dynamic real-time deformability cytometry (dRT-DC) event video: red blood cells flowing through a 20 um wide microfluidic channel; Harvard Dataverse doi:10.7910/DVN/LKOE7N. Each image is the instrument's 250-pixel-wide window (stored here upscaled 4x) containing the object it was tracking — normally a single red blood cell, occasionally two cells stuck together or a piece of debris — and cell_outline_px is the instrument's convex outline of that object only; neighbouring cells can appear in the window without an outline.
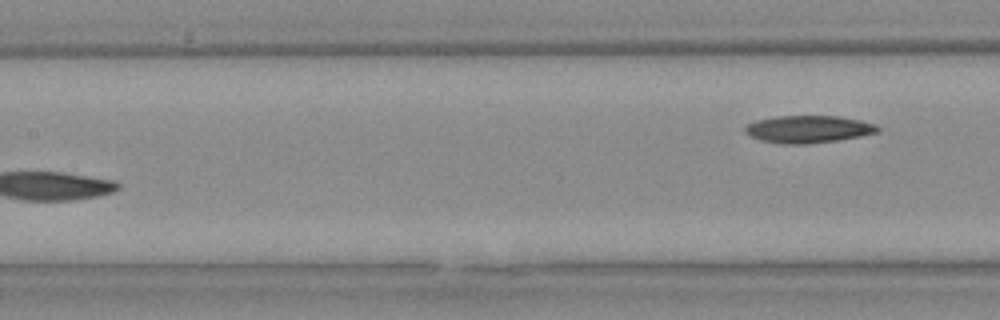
{"species": "Egyptian fruit bat (a non-hibernating species)", "species_latin": "Rousettus aegyptiacus", "temperature_condition": "warm", "stored_images_in_passage": 11, "segment_of_instrument_passage": [2, 2], "camera_frame_rate_fps": 3000, "um_per_image_px": 0.085, "animal": {"sex": "female"}, "frame": {"image": 1, "passage_image": 11, "time_ms": 3.333, "image_size_px": [1000, 320], "cell_outline_px": [[880, 128], [876, 132], [860, 136], [836, 140], [804, 144], [784, 144], [760, 140], [744, 132], [744, 128], [748, 124], [756, 120], [776, 116], [840, 116], [860, 120], [872, 124]], "centroid_in_image_um": [68.66, 10.97], "position_along_channel_um": 138.7, "area_um2": 20.87}}